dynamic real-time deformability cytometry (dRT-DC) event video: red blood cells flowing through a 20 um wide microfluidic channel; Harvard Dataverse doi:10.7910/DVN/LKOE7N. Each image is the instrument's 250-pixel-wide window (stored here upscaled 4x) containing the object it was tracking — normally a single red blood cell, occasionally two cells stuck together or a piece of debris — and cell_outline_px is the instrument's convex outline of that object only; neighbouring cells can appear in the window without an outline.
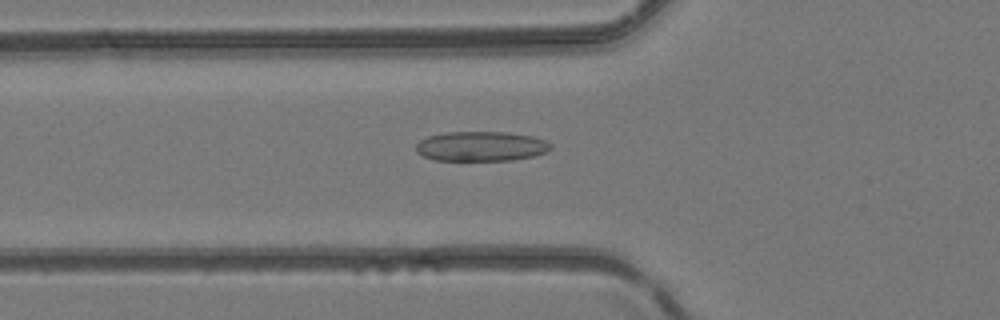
{"species": "common noctule bat (a hibernating species)", "species_latin": "Nyctalus noctula", "temperature_condition": "room temperature", "stored_images_in_passage": 35, "camera_frame_rate_fps": 3000, "um_per_image_px": 0.085, "animal": {"sex": "female", "body_mass_g": 24.6, "forearm_length_mm": 56.2}, "frame": {"image": 1, "passage_image": 9, "time_ms": 2.667, "image_size_px": [1000, 320], "cell_outline_px": [[552, 148], [544, 152], [532, 156], [512, 160], [436, 160], [424, 156], [416, 152], [416, 144], [420, 140], [428, 136], [444, 132], [508, 132], [532, 136], [544, 140], [552, 144]], "centroid_in_image_um": [40.87, 12.42], "position_along_channel_um": 84.9, "area_um2": 23.29}}
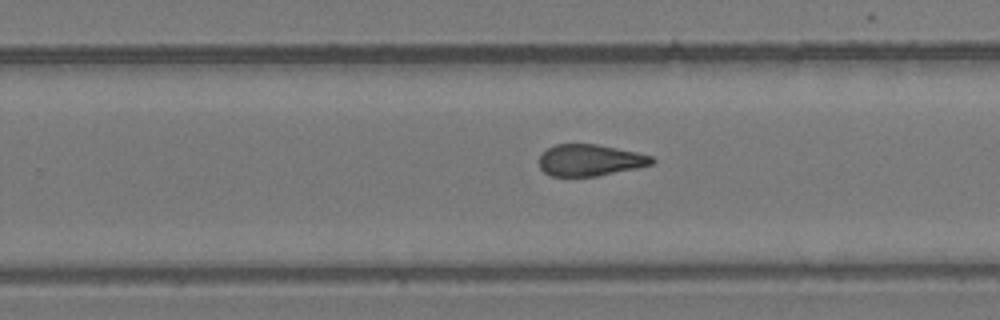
{"frame": {"image": 2, "passage_image": 22, "time_ms": 7.0, "image_size_px": [1000, 320], "cell_outline_px": [[656, 160], [652, 164], [636, 168], [596, 176], [552, 176], [544, 172], [540, 168], [540, 156], [548, 148], [556, 144], [596, 144], [636, 152], [652, 156]], "centroid_in_image_um": [50.15, 13.61], "position_along_channel_um": 279.6, "area_um2": 20.52}}
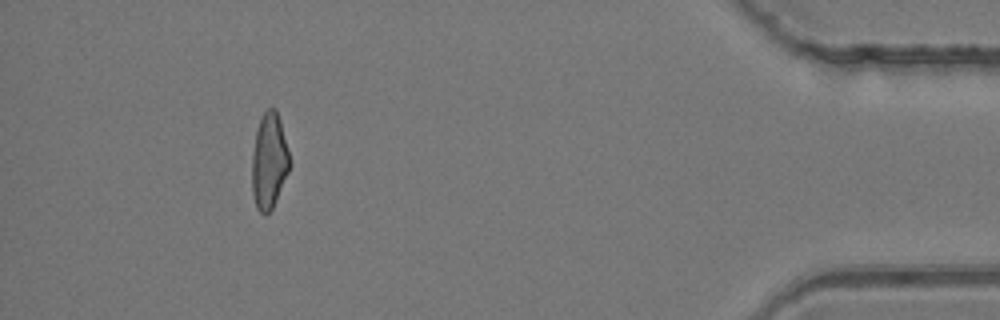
{"frame": {"image": 3, "passage_image": 35, "time_ms": 11.333, "image_size_px": [1000, 320], "cell_outline_px": [[292, 164], [272, 208], [264, 216], [256, 208], [252, 192], [252, 152], [256, 128], [264, 112], [268, 108], [276, 108], [280, 120]], "centroid_in_image_um": [22.87, 13.68], "position_along_channel_um": 412.3, "area_um2": 21.15}}